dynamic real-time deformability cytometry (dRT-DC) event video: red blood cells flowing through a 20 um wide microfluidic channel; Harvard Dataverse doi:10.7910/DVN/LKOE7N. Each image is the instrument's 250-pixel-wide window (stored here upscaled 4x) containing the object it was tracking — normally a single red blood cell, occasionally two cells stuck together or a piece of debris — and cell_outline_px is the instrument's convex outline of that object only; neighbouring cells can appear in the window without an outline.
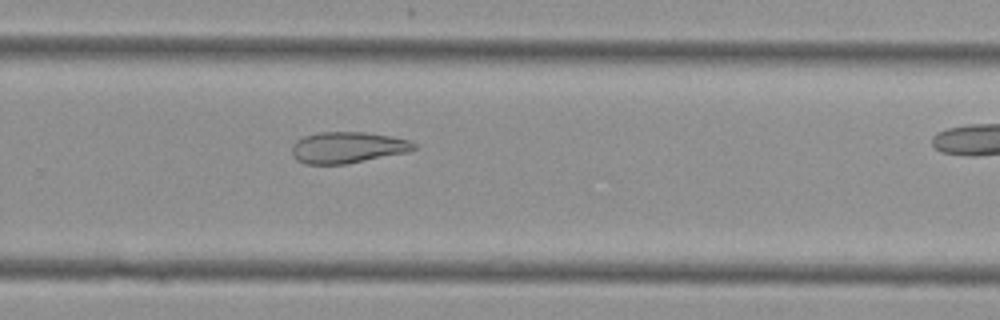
{"species": "Egyptian fruit bat (a non-hibernating species)", "species_latin": "Rousettus aegyptiacus", "temperature_condition": "cold", "stored_images_in_passage": 19, "camera_frame_rate_fps": 3000, "um_per_image_px": 0.085, "animal": {"sex": "female"}, "frame": {"image": 1, "passage_image": 14, "time_ms": 4.333, "image_size_px": [1000, 320], "cell_outline_px": [[416, 148], [408, 152], [344, 164], [304, 164], [296, 160], [292, 156], [292, 144], [296, 140], [304, 136], [320, 132], [364, 132], [392, 136], [408, 140], [416, 144]], "centroid_in_image_um": [29.51, 12.53], "position_along_channel_um": 300.3, "area_um2": 22.25}}